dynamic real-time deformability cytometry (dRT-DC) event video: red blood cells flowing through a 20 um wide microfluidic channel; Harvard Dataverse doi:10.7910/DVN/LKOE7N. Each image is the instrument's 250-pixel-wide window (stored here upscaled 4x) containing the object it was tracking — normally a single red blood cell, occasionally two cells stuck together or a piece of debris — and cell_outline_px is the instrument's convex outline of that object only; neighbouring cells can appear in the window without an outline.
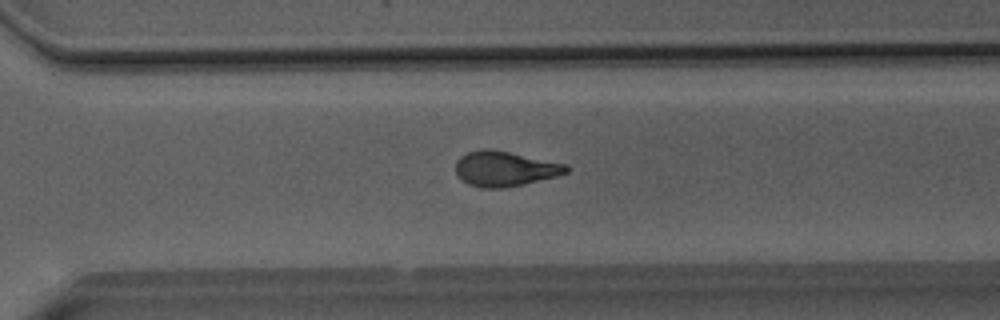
{"species": "Egyptian fruit bat (a non-hibernating species)", "species_latin": "Rousettus aegyptiacus", "temperature_condition": "room temperature", "stored_images_in_passage": 51, "camera_frame_rate_fps": 3000, "um_per_image_px": 0.085, "animal": {"sex": "male"}, "frame": {"image": 1, "passage_image": 36, "time_ms": 11.667, "image_size_px": [1000, 320], "cell_outline_px": [[568, 172], [556, 176], [504, 188], [484, 188], [468, 184], [456, 176], [456, 160], [460, 156], [468, 152], [480, 148], [492, 148], [568, 164]], "centroid_in_image_um": [42.88, 14.32], "position_along_channel_um": 327.7, "area_um2": 22.77}}
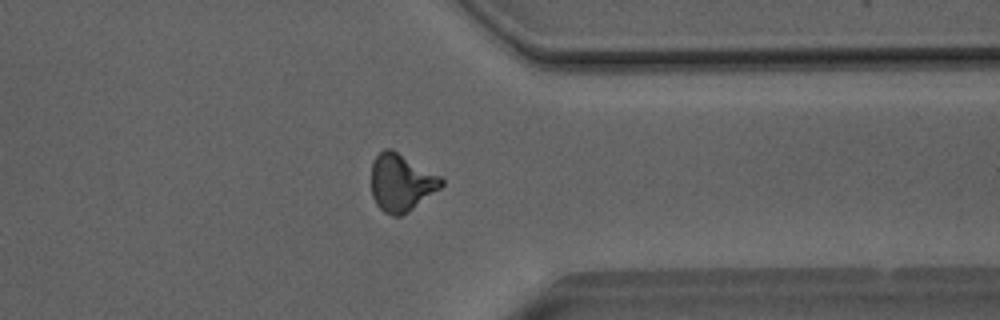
{"frame": {"image": 2, "passage_image": 40, "time_ms": 13.0, "image_size_px": [1000, 320], "cell_outline_px": [[444, 184], [440, 188], [412, 208], [400, 216], [392, 216], [384, 212], [376, 204], [372, 196], [372, 160], [384, 148], [392, 148], [440, 176], [444, 180]], "centroid_in_image_um": [34.08, 15.5], "position_along_channel_um": 377.3, "area_um2": 23.24}}
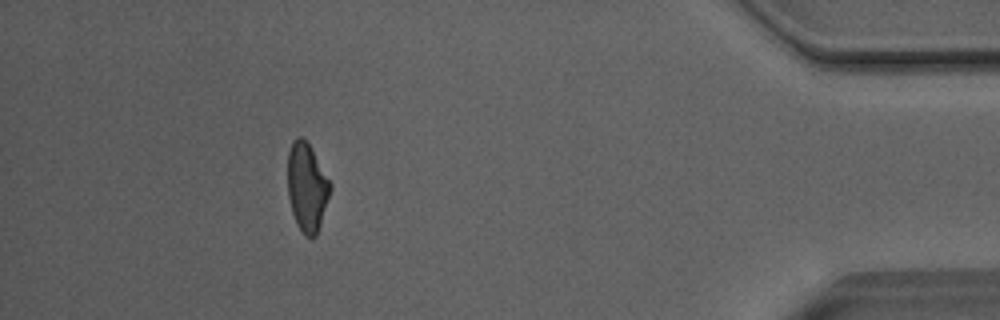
{"frame": {"image": 3, "passage_image": 46, "time_ms": 15.0, "image_size_px": [1000, 320], "cell_outline_px": [[332, 188], [316, 236], [312, 240], [304, 236], [296, 224], [292, 212], [288, 196], [288, 152], [292, 140], [296, 136], [300, 136], [308, 144], [332, 184]], "centroid_in_image_um": [26.08, 15.95], "position_along_channel_um": 409.1, "area_um2": 21.96}, "authors_computed_cell_mechanics": {"area_um2": 22.8888, "velocity_mm_per_s": 4.06, "shape_relaxation_time_tau1_ms": 7.4931, "shape_relaxation_time_tau2_ms": 2.7046, "deformation_change_tau1": 0.2197, "deformation_change_tau2": 0.0825}}